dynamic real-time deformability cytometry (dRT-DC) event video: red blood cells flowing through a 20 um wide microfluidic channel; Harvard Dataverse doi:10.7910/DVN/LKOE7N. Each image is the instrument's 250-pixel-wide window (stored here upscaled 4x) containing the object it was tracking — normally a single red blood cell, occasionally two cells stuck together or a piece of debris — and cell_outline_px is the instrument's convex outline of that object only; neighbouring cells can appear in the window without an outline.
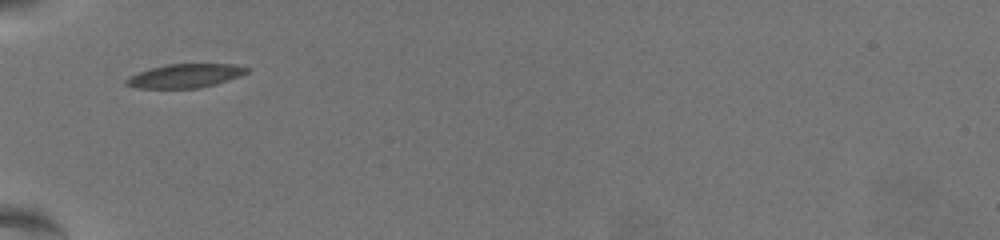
{"species": "common noctule bat (a hibernating species)", "species_latin": "Nyctalus noctula", "temperature_condition": "warm", "stored_images_in_passage": 3, "camera_frame_rate_fps": 3000, "um_per_image_px": 0.085, "animal": {"sex": "female", "body_mass_g": 19.5, "forearm_length_mm": 54.1}, "frame": {"image": 1, "passage_image": 1, "time_ms": 0.0, "image_size_px": [1000, 240], "cell_outline_px": [[252, 68], [248, 72], [240, 76], [216, 84], [196, 88], [136, 88], [124, 84], [124, 80], [128, 76], [152, 68], [168, 64], [232, 64]], "centroid_in_image_um": [15.74, 6.45], "position_along_channel_um": 69.3, "area_um2": 16.7}}